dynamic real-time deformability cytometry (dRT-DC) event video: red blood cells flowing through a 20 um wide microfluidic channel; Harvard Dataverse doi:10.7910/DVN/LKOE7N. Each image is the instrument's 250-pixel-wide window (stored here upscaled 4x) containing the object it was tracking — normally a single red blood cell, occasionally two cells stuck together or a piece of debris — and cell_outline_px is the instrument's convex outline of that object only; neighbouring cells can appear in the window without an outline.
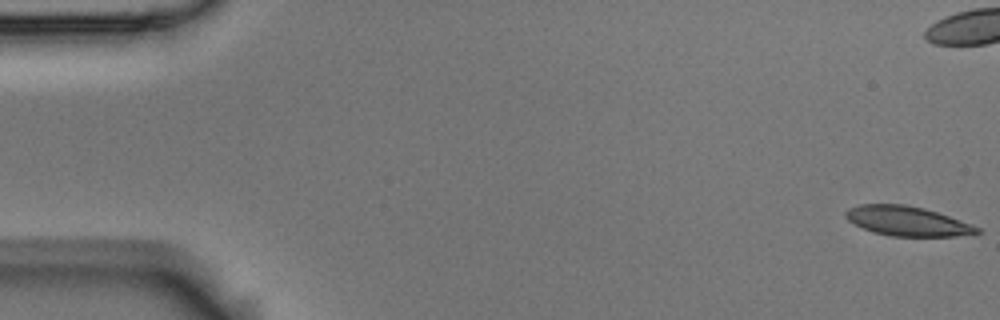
{"species": "Egyptian fruit bat (a non-hibernating species)", "species_latin": "Rousettus aegyptiacus", "temperature_condition": "room temperature", "stored_images_in_passage": 6, "camera_frame_rate_fps": 3000, "um_per_image_px": 0.085, "animal": {"sex": "male"}, "frame": {"image": 1, "passage_image": 1, "time_ms": 0.0, "image_size_px": [1000, 320], "cell_outline_px": [[980, 232], [956, 236], [892, 236], [872, 232], [848, 220], [844, 216], [844, 212], [848, 208], [860, 204], [900, 204], [924, 208], [972, 224], [980, 228]], "centroid_in_image_um": [77.08, 18.79], "position_along_channel_um": 7.9, "area_um2": 22.43}}
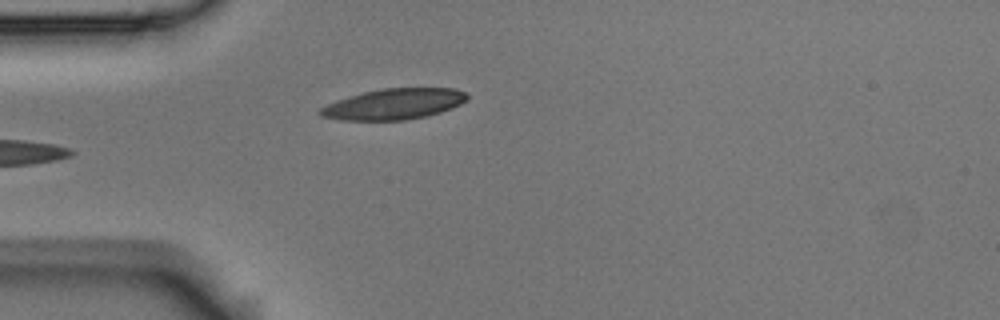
{"frame": {"image": 2, "passage_image": 6, "time_ms": 1.667, "image_size_px": [1000, 320], "cell_outline_px": [[468, 100], [452, 108], [428, 116], [404, 120], [340, 120], [320, 116], [316, 112], [320, 108], [336, 100], [348, 96], [364, 92], [384, 88], [456, 88], [464, 92], [468, 96]], "centroid_in_image_um": [33.47, 8.85], "position_along_channel_um": 51.5, "area_um2": 26.47}}